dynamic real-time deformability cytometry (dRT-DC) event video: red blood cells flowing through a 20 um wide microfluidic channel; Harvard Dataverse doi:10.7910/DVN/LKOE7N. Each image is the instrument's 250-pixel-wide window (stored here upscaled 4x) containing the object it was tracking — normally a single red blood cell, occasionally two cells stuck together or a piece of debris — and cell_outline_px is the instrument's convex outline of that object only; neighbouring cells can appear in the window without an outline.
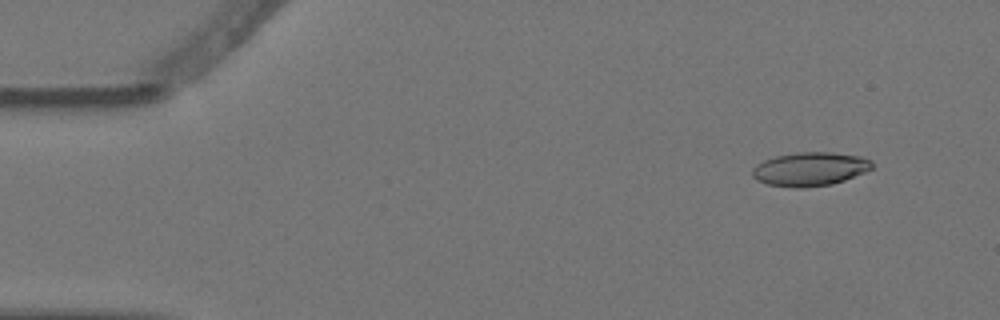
{"species": "Egyptian fruit bat (a non-hibernating species)", "species_latin": "Rousettus aegyptiacus", "temperature_condition": "warm", "stored_images_in_passage": 3, "camera_frame_rate_fps": 3000, "um_per_image_px": 0.085, "animal": {"sex": "female"}, "frame": {"image": 1, "passage_image": 1, "time_ms": 0.0, "image_size_px": [1000, 320], "cell_outline_px": [[876, 164], [872, 168], [864, 172], [844, 180], [832, 184], [804, 188], [792, 188], [768, 184], [756, 180], [752, 176], [752, 168], [756, 164], [764, 160], [776, 156], [796, 152], [832, 152], [860, 156], [872, 160]], "centroid_in_image_um": [68.85, 14.37], "position_along_channel_um": 16.2, "area_um2": 23.76}}